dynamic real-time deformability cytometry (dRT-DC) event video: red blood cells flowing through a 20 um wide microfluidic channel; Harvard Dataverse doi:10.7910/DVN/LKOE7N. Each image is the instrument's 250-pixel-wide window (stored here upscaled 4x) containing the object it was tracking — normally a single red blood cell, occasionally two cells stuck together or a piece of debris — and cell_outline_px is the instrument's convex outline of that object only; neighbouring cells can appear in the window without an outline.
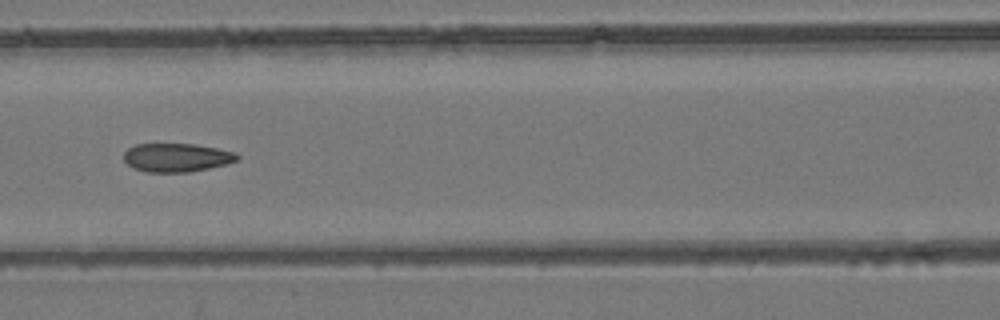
{"species": "common noctule bat (a hibernating species)", "species_latin": "Nyctalus noctula", "temperature_condition": "room temperature", "stored_images_in_passage": 7, "camera_frame_rate_fps": 3000, "um_per_image_px": 0.085, "animal": {"sex": "female", "body_mass_g": 24.6, "forearm_length_mm": 56.2}, "frame": {"image": 1, "passage_image": 7, "time_ms": 8.0, "image_size_px": [1000, 320], "cell_outline_px": [[240, 156], [236, 160], [228, 164], [188, 172], [148, 172], [132, 168], [124, 160], [124, 152], [128, 148], [136, 144], [196, 144], [236, 152]], "centroid_in_image_um": [15.01, 13.39], "position_along_channel_um": 151.6, "area_um2": 18.9}}